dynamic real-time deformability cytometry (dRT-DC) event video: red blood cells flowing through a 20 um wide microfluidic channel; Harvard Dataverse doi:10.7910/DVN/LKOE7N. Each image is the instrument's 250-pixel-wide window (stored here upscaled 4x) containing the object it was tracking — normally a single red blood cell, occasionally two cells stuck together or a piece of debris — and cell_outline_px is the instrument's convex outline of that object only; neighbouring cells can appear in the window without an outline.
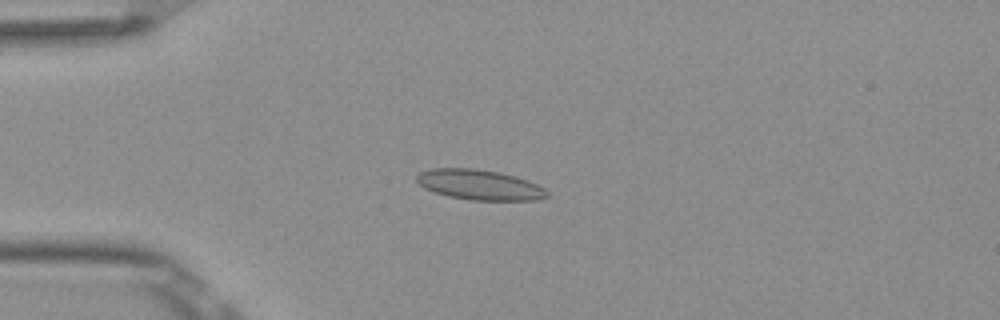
{"species": "Egyptian fruit bat (a non-hibernating species)", "species_latin": "Rousettus aegyptiacus", "temperature_condition": "room temperature", "stored_images_in_passage": 3, "camera_frame_rate_fps": 3000, "um_per_image_px": 0.085, "frame": {"image": 1, "passage_image": 1, "time_ms": 0.0, "image_size_px": [1000, 320], "cell_outline_px": [[548, 196], [536, 200], [472, 200], [448, 196], [424, 188], [416, 180], [416, 176], [420, 172], [432, 168], [476, 168], [500, 172], [516, 176], [528, 180], [544, 188], [548, 192]], "centroid_in_image_um": [40.77, 15.7], "position_along_channel_um": 44.2, "area_um2": 22.95}}
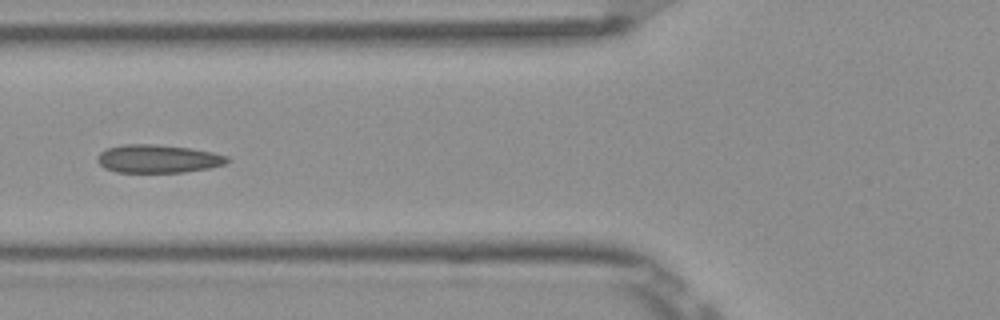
{"frame": {"image": 2, "passage_image": 3, "time_ms": 0.667, "image_size_px": [1000, 320], "cell_outline_px": [[228, 160], [224, 164], [208, 168], [184, 172], [116, 172], [104, 168], [96, 160], [96, 156], [100, 152], [108, 148], [120, 144], [156, 144], [188, 148], [212, 152], [228, 156]], "centroid_in_image_um": [13.37, 13.49], "position_along_channel_um": 112.4, "area_um2": 21.27}}